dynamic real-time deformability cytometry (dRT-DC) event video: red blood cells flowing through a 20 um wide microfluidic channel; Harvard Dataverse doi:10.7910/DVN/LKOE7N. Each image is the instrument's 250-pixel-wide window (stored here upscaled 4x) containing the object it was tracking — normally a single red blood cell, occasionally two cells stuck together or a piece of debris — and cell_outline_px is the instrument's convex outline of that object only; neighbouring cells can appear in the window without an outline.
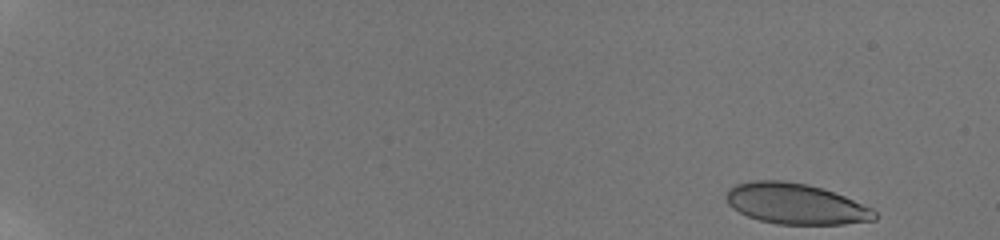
{"species": "human", "species_latin": "Homo sapiens", "temperature_condition": "room temperature", "stored_images_in_passage": 73, "camera_frame_rate_fps": 3000, "um_per_image_px": 0.085, "donor": {"sex": "male"}, "frame": {"image": 1, "passage_image": 1, "time_ms": 0.0, "image_size_px": [1000, 240], "cell_outline_px": [[876, 220], [844, 224], [776, 224], [760, 220], [748, 216], [732, 208], [728, 204], [724, 196], [728, 188], [736, 184], [752, 180], [784, 180], [808, 184], [824, 188], [844, 196], [872, 208], [876, 212]], "centroid_in_image_um": [67.61, 17.31], "position_along_channel_um": 17.4, "area_um2": 35.49}}
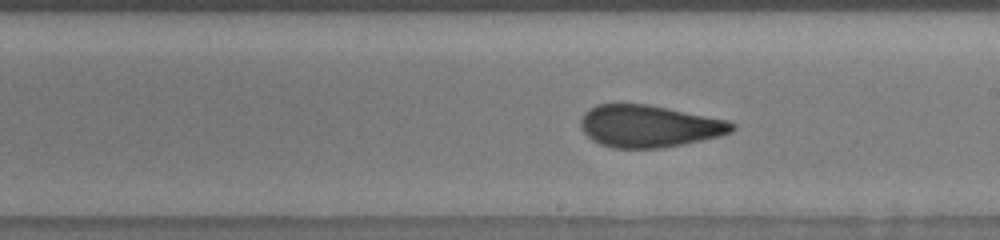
{"frame": {"image": 2, "passage_image": 45, "time_ms": 10.667, "image_size_px": [1000, 240], "cell_outline_px": [[736, 128], [732, 132], [720, 136], [684, 144], [660, 148], [612, 148], [600, 144], [592, 140], [580, 128], [580, 120], [584, 112], [588, 108], [596, 104], [648, 104], [728, 120], [736, 124]], "centroid_in_image_um": [55.16, 10.72], "position_along_channel_um": 233.8, "area_um2": 37.4}}
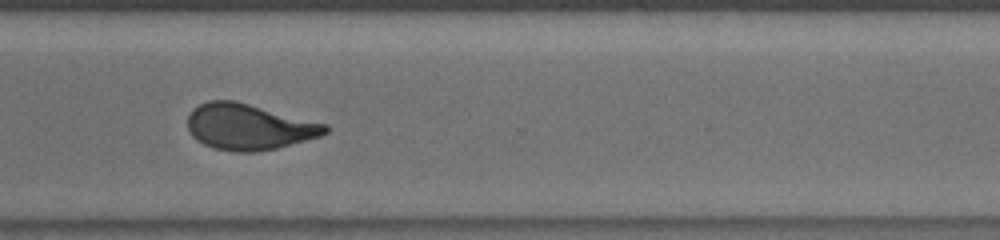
{"frame": {"image": 3, "passage_image": 58, "time_ms": 13.667, "image_size_px": [1000, 240], "cell_outline_px": [[328, 132], [320, 136], [276, 148], [256, 152], [236, 152], [216, 148], [204, 144], [196, 140], [192, 136], [188, 128], [188, 116], [192, 108], [208, 100], [236, 100], [328, 124]], "centroid_in_image_um": [21.15, 10.76], "position_along_channel_um": 349.5, "area_um2": 36.93}, "authors_computed_cell_mechanics": {"area_um2": 36.703, "velocity_mm_per_s": 3.8597, "shape_relaxation_time_tau1_ms": null, "shape_relaxation_time_tau2_ms": 0.9835, "deformation_change_tau1": null, "deformation_change_tau2": 0.0832}}